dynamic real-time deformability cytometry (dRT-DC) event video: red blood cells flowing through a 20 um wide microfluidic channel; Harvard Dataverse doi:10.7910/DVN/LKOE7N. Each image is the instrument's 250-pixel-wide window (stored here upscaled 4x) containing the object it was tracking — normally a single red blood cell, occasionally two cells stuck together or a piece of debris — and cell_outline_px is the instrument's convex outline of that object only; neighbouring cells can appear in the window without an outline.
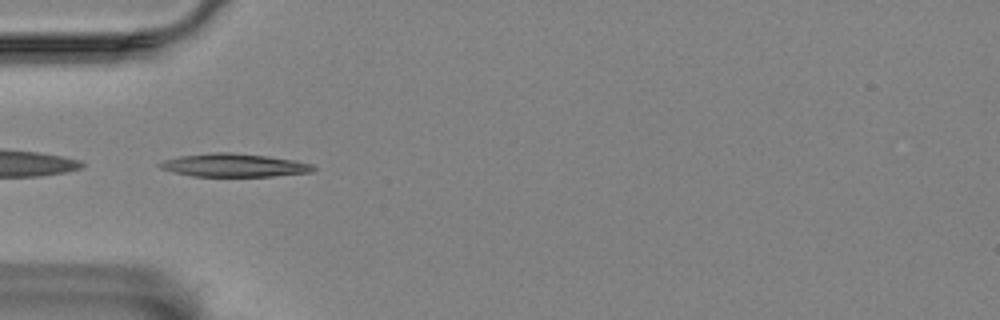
{"species": "Egyptian fruit bat (a non-hibernating species)", "species_latin": "Rousettus aegyptiacus", "temperature_condition": "room temperature", "stored_images_in_passage": 40, "camera_frame_rate_fps": 3000, "um_per_image_px": 0.085, "animal": {"sex": "female"}, "frame": {"image": 1, "passage_image": 1, "time_ms": 0.0, "image_size_px": [1000, 320], "cell_outline_px": [[316, 168], [312, 172], [272, 176], [192, 176], [172, 172], [160, 168], [156, 164], [164, 160], [180, 156], [216, 152], [232, 152], [296, 160], [312, 164]], "centroid_in_image_um": [19.88, 14.05], "position_along_channel_um": 65.1, "area_um2": 20.69}}
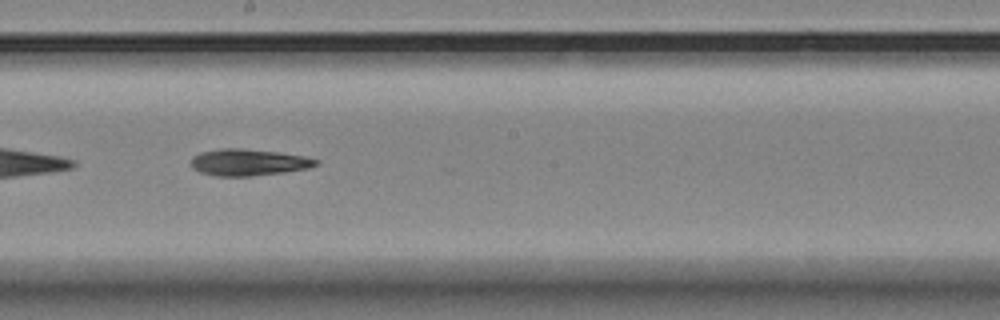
{"frame": {"image": 2, "passage_image": 15, "time_ms": 4.667, "image_size_px": [1000, 320], "cell_outline_px": [[320, 164], [308, 168], [284, 172], [248, 176], [216, 176], [200, 172], [192, 168], [192, 156], [200, 152], [220, 148], [240, 148], [276, 152], [304, 156], [320, 160]], "centroid_in_image_um": [21.12, 13.79], "position_along_channel_um": 227.1, "area_um2": 19.36}}
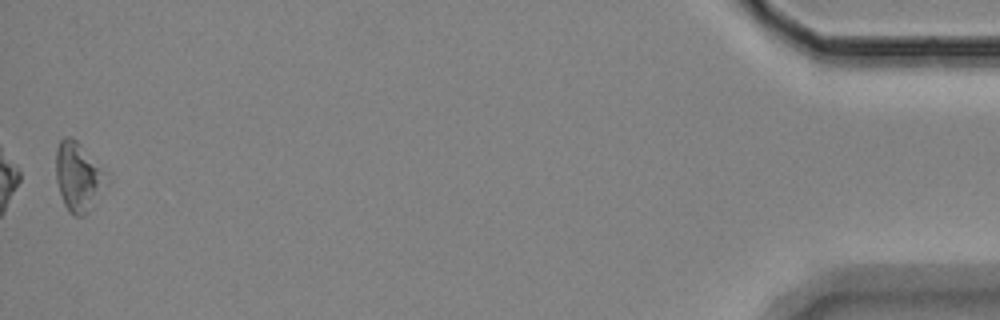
{"frame": {"image": 3, "passage_image": 40, "time_ms": 13.0, "image_size_px": [1000, 320], "cell_outline_px": [[104, 172], [88, 212], [84, 216], [76, 216], [68, 212], [64, 204], [56, 180], [56, 148], [60, 140], [64, 136], [72, 136], [80, 144]], "centroid_in_image_um": [6.5, 14.97], "position_along_channel_um": 428.7, "area_um2": 18.84}, "authors_computed_cell_mechanics": {"area_um2": 18.8717, "velocity_mm_per_s": 3.4733, "shape_relaxation_time_tau1_ms": 6.5346, "shape_relaxation_time_tau2_ms": null, "deformation_change_tau1": 0.1485, "deformation_change_tau2": null}}